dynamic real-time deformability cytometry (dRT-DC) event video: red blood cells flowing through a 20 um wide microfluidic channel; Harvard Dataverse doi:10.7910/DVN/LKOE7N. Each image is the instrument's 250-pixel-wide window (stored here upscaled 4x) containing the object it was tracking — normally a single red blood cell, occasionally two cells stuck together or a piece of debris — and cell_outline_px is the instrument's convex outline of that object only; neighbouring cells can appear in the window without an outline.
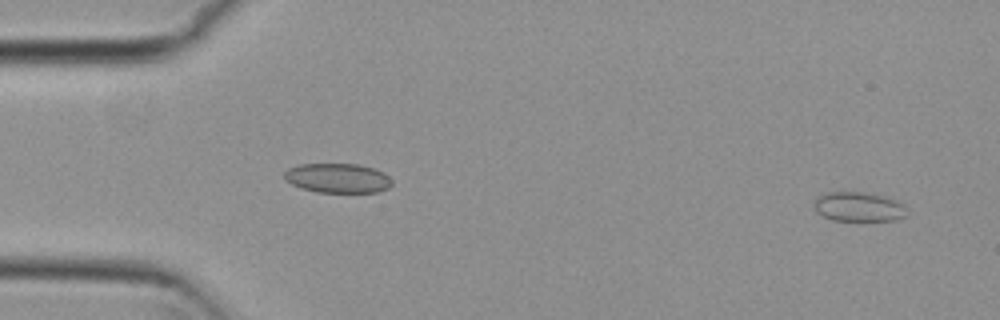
{"species": "common noctule bat (a hibernating species)", "species_latin": "Nyctalus noctula", "temperature_condition": "cold", "stored_images_in_passage": 54, "camera_frame_rate_fps": 3000, "um_per_image_px": 0.085, "animal": {"sex": "female", "body_mass_g": 29.2, "forearm_length_mm": 56.3}, "frame": {"image": 1, "passage_image": 3, "time_ms": 0.667, "image_size_px": [1000, 320], "cell_outline_px": [[908, 216], [896, 220], [832, 220], [816, 212], [816, 200], [820, 196], [828, 192], [864, 192], [896, 200], [904, 204]], "centroid_in_image_um": [73.04, 17.59], "position_along_channel_um": 12.0, "area_um2": 15.66}}
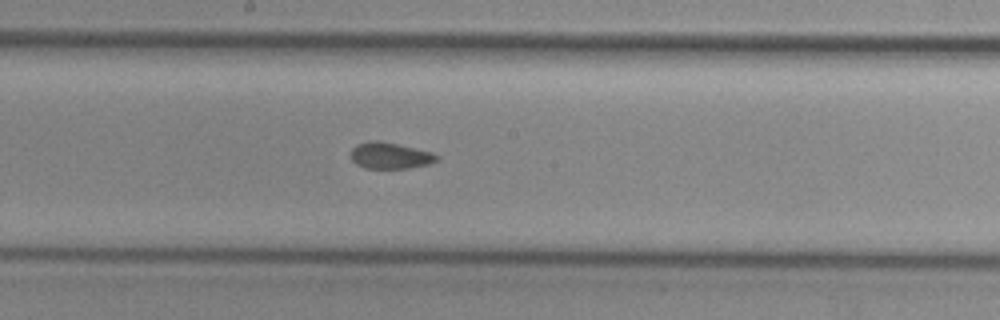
{"frame": {"image": 2, "passage_image": 29, "time_ms": 9.333, "image_size_px": [1000, 320], "cell_outline_px": [[440, 156], [436, 160], [428, 164], [408, 168], [364, 168], [356, 164], [352, 160], [352, 148], [356, 144], [372, 140], [376, 140], [396, 144], [432, 152]], "centroid_in_image_um": [33.14, 13.23], "position_along_channel_um": 215.1, "area_um2": 13.01}}
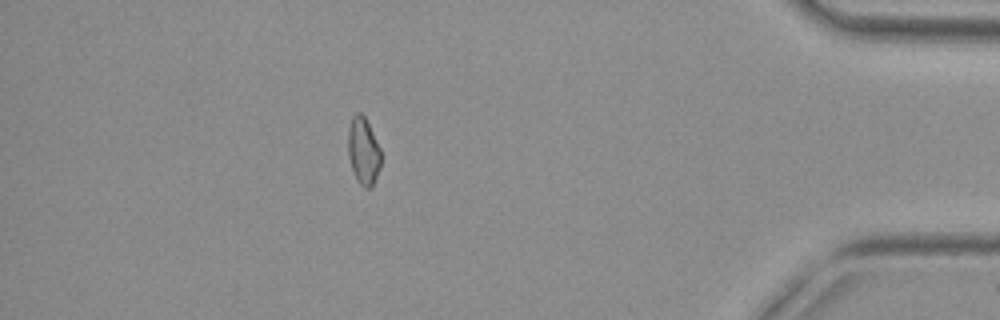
{"frame": {"image": 3, "passage_image": 48, "time_ms": 15.667, "image_size_px": [1000, 320], "cell_outline_px": [[380, 168], [372, 188], [364, 188], [356, 180], [348, 156], [348, 128], [352, 116], [356, 112], [360, 112], [364, 116], [380, 148]], "centroid_in_image_um": [30.87, 12.86], "position_along_channel_um": 404.3, "area_um2": 12.89}, "authors_computed_cell_mechanics": {"area_um2": 13.6408, "velocity_mm_per_s": 3.7612, "shape_relaxation_time_tau1_ms": null, "shape_relaxation_time_tau2_ms": 3.1872, "deformation_change_tau1": null, "deformation_change_tau2": 0.087}}